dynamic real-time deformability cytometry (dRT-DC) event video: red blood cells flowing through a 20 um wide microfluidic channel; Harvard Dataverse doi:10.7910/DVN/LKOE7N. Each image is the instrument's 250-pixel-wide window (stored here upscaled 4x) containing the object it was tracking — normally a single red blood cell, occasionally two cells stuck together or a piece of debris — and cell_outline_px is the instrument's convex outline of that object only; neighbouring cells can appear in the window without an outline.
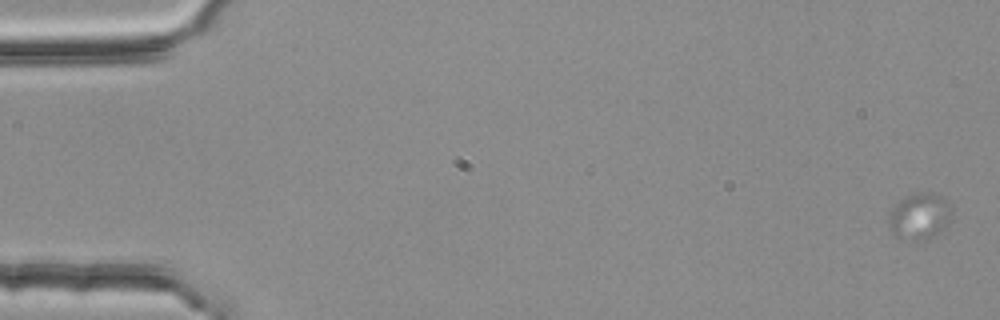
{"species": "common noctule bat (a hibernating species)", "species_latin": "Nyctalus noctula", "temperature_condition": "room temperature", "stored_images_in_passage": 26, "camera_frame_rate_fps": 3000, "um_per_image_px": 0.085, "animal": {"sex": "female", "body_mass_g": 25.1}, "frame": {"image": 1, "passage_image": 1, "time_ms": 0.0, "image_size_px": [1000, 320], "cell_outline_px": [[952, 224], [936, 236], [928, 240], [904, 240], [896, 236], [892, 232], [888, 224], [888, 216], [892, 208], [904, 196], [912, 192], [936, 192], [948, 200], [952, 204]], "centroid_in_image_um": [78.24, 18.37], "position_along_channel_um": 6.8, "area_um2": 18.09}}